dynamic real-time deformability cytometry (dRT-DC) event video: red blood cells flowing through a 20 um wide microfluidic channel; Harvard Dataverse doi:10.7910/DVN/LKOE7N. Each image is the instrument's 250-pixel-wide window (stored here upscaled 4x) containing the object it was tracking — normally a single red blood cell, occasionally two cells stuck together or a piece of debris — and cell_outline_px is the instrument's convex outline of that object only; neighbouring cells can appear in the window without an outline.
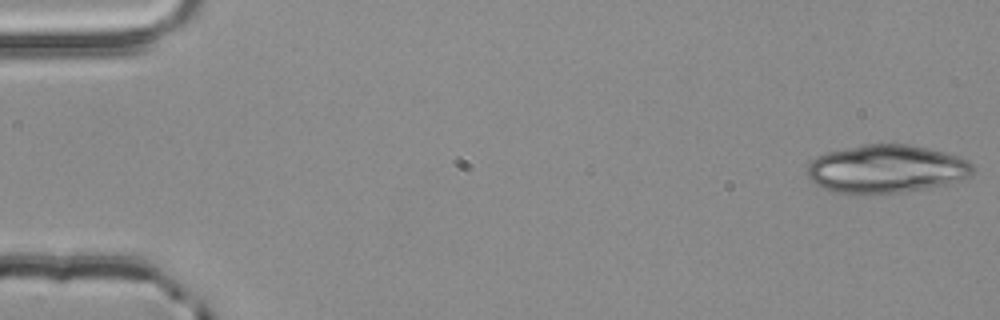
{"species": "common noctule bat (a hibernating species)", "species_latin": "Nyctalus noctula", "temperature_condition": "room temperature", "stored_images_in_passage": 37, "segment_of_instrument_passage": [1, 2], "camera_frame_rate_fps": 3000, "um_per_image_px": 0.085, "animal": {"sex": "male", "body_mass_g": 20.4}, "frame": {"image": 1, "passage_image": 1, "time_ms": 0.0, "image_size_px": [1000, 320], "cell_outline_px": [[972, 176], [948, 184], [900, 192], [836, 192], [812, 184], [808, 176], [808, 164], [816, 156], [828, 152], [864, 144], [908, 144], [928, 148], [944, 152], [968, 160], [972, 164]], "centroid_in_image_um": [75.34, 14.34], "position_along_channel_um": 9.7, "area_um2": 45.95}}